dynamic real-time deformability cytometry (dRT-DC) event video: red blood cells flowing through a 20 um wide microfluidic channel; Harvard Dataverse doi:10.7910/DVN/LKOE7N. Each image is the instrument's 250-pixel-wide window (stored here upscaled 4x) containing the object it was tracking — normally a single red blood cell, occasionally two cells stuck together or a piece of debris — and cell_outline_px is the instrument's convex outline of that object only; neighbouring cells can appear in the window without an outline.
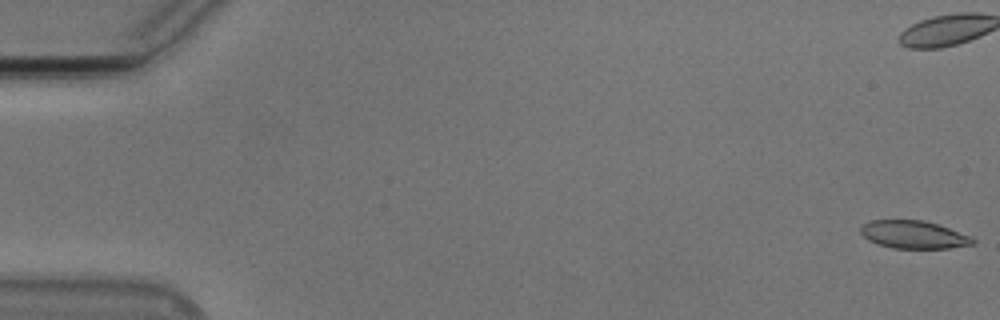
{"species": "Egyptian fruit bat (a non-hibernating species)", "species_latin": "Rousettus aegyptiacus", "temperature_condition": "cold", "stored_images_in_passage": 56, "camera_frame_rate_fps": 3000, "um_per_image_px": 0.085, "animal": {"sex": "male"}, "frame": {"image": 1, "passage_image": 1, "time_ms": 0.0, "image_size_px": [1000, 320], "cell_outline_px": [[976, 244], [948, 248], [892, 248], [876, 244], [868, 240], [860, 232], [860, 228], [868, 220], [924, 220], [972, 236], [976, 240]], "centroid_in_image_um": [77.66, 19.95], "position_along_channel_um": 7.3, "area_um2": 18.26}, "authors_computed_cell_mechanics": {"area_um2": 19.1318, "velocity_mm_per_s": 3.7589, "shape_relaxation_time_tau1_ms": null, "shape_relaxation_time_tau2_ms": 3.4861, "deformation_change_tau1": null, "deformation_change_tau2": 0.1076}}